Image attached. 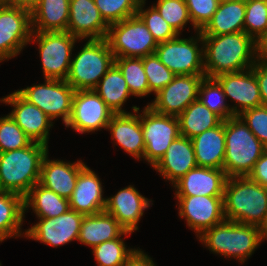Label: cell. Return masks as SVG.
<instances>
[{"instance_id": "cell-26", "label": "cell", "mask_w": 267, "mask_h": 266, "mask_svg": "<svg viewBox=\"0 0 267 266\" xmlns=\"http://www.w3.org/2000/svg\"><path fill=\"white\" fill-rule=\"evenodd\" d=\"M198 167L223 169L225 121L191 139Z\"/></svg>"}, {"instance_id": "cell-11", "label": "cell", "mask_w": 267, "mask_h": 266, "mask_svg": "<svg viewBox=\"0 0 267 266\" xmlns=\"http://www.w3.org/2000/svg\"><path fill=\"white\" fill-rule=\"evenodd\" d=\"M17 92L28 102L40 108L52 121L62 118L66 125L72 108L75 90L61 79H47L44 83L27 86Z\"/></svg>"}, {"instance_id": "cell-38", "label": "cell", "mask_w": 267, "mask_h": 266, "mask_svg": "<svg viewBox=\"0 0 267 266\" xmlns=\"http://www.w3.org/2000/svg\"><path fill=\"white\" fill-rule=\"evenodd\" d=\"M142 0H94L101 16L110 25L137 14Z\"/></svg>"}, {"instance_id": "cell-20", "label": "cell", "mask_w": 267, "mask_h": 266, "mask_svg": "<svg viewBox=\"0 0 267 266\" xmlns=\"http://www.w3.org/2000/svg\"><path fill=\"white\" fill-rule=\"evenodd\" d=\"M152 202L142 196L134 185H129L114 196L106 198L105 211L111 214L126 231L134 233L139 229L138 223L145 209L153 205Z\"/></svg>"}, {"instance_id": "cell-18", "label": "cell", "mask_w": 267, "mask_h": 266, "mask_svg": "<svg viewBox=\"0 0 267 266\" xmlns=\"http://www.w3.org/2000/svg\"><path fill=\"white\" fill-rule=\"evenodd\" d=\"M226 98L235 103L231 106L234 116L255 107L262 106L260 90L253 68L239 72L224 73L215 77Z\"/></svg>"}, {"instance_id": "cell-5", "label": "cell", "mask_w": 267, "mask_h": 266, "mask_svg": "<svg viewBox=\"0 0 267 266\" xmlns=\"http://www.w3.org/2000/svg\"><path fill=\"white\" fill-rule=\"evenodd\" d=\"M267 147L239 116L225 120V157L227 177L248 176Z\"/></svg>"}, {"instance_id": "cell-46", "label": "cell", "mask_w": 267, "mask_h": 266, "mask_svg": "<svg viewBox=\"0 0 267 266\" xmlns=\"http://www.w3.org/2000/svg\"><path fill=\"white\" fill-rule=\"evenodd\" d=\"M247 177L250 180L261 184L267 189V149L256 161L252 171Z\"/></svg>"}, {"instance_id": "cell-19", "label": "cell", "mask_w": 267, "mask_h": 266, "mask_svg": "<svg viewBox=\"0 0 267 266\" xmlns=\"http://www.w3.org/2000/svg\"><path fill=\"white\" fill-rule=\"evenodd\" d=\"M108 29L94 0H70L67 32L79 40L104 39Z\"/></svg>"}, {"instance_id": "cell-32", "label": "cell", "mask_w": 267, "mask_h": 266, "mask_svg": "<svg viewBox=\"0 0 267 266\" xmlns=\"http://www.w3.org/2000/svg\"><path fill=\"white\" fill-rule=\"evenodd\" d=\"M93 90L115 114L130 113L122 107L132 95L121 70L115 63Z\"/></svg>"}, {"instance_id": "cell-2", "label": "cell", "mask_w": 267, "mask_h": 266, "mask_svg": "<svg viewBox=\"0 0 267 266\" xmlns=\"http://www.w3.org/2000/svg\"><path fill=\"white\" fill-rule=\"evenodd\" d=\"M223 204L225 220L261 228L267 217V189L247 176L227 177Z\"/></svg>"}, {"instance_id": "cell-49", "label": "cell", "mask_w": 267, "mask_h": 266, "mask_svg": "<svg viewBox=\"0 0 267 266\" xmlns=\"http://www.w3.org/2000/svg\"><path fill=\"white\" fill-rule=\"evenodd\" d=\"M5 3L26 9L31 12L39 3V0H5Z\"/></svg>"}, {"instance_id": "cell-21", "label": "cell", "mask_w": 267, "mask_h": 266, "mask_svg": "<svg viewBox=\"0 0 267 266\" xmlns=\"http://www.w3.org/2000/svg\"><path fill=\"white\" fill-rule=\"evenodd\" d=\"M133 112L114 114L107 129L115 145H118L130 156L143 159L145 142L140 123V108L132 106Z\"/></svg>"}, {"instance_id": "cell-42", "label": "cell", "mask_w": 267, "mask_h": 266, "mask_svg": "<svg viewBox=\"0 0 267 266\" xmlns=\"http://www.w3.org/2000/svg\"><path fill=\"white\" fill-rule=\"evenodd\" d=\"M143 66L148 80L149 94L154 93L155 95L176 76L159 60L155 53L143 57Z\"/></svg>"}, {"instance_id": "cell-13", "label": "cell", "mask_w": 267, "mask_h": 266, "mask_svg": "<svg viewBox=\"0 0 267 266\" xmlns=\"http://www.w3.org/2000/svg\"><path fill=\"white\" fill-rule=\"evenodd\" d=\"M114 114L93 89L77 90L74 92L71 115L65 126L81 134L102 128L107 130Z\"/></svg>"}, {"instance_id": "cell-6", "label": "cell", "mask_w": 267, "mask_h": 266, "mask_svg": "<svg viewBox=\"0 0 267 266\" xmlns=\"http://www.w3.org/2000/svg\"><path fill=\"white\" fill-rule=\"evenodd\" d=\"M83 48L71 60L66 78L75 90L94 89L115 63V57L104 39H87Z\"/></svg>"}, {"instance_id": "cell-25", "label": "cell", "mask_w": 267, "mask_h": 266, "mask_svg": "<svg viewBox=\"0 0 267 266\" xmlns=\"http://www.w3.org/2000/svg\"><path fill=\"white\" fill-rule=\"evenodd\" d=\"M197 167L190 138L179 136L168 147L164 156L153 167L165 180L174 185L188 171Z\"/></svg>"}, {"instance_id": "cell-39", "label": "cell", "mask_w": 267, "mask_h": 266, "mask_svg": "<svg viewBox=\"0 0 267 266\" xmlns=\"http://www.w3.org/2000/svg\"><path fill=\"white\" fill-rule=\"evenodd\" d=\"M153 6L177 34H182L187 23L192 24L185 0H157Z\"/></svg>"}, {"instance_id": "cell-35", "label": "cell", "mask_w": 267, "mask_h": 266, "mask_svg": "<svg viewBox=\"0 0 267 266\" xmlns=\"http://www.w3.org/2000/svg\"><path fill=\"white\" fill-rule=\"evenodd\" d=\"M198 99L223 121L234 116L231 105L227 104L223 89L215 78L204 77L202 79Z\"/></svg>"}, {"instance_id": "cell-1", "label": "cell", "mask_w": 267, "mask_h": 266, "mask_svg": "<svg viewBox=\"0 0 267 266\" xmlns=\"http://www.w3.org/2000/svg\"><path fill=\"white\" fill-rule=\"evenodd\" d=\"M202 39L205 77L250 69L257 61L255 40L245 32L202 35Z\"/></svg>"}, {"instance_id": "cell-37", "label": "cell", "mask_w": 267, "mask_h": 266, "mask_svg": "<svg viewBox=\"0 0 267 266\" xmlns=\"http://www.w3.org/2000/svg\"><path fill=\"white\" fill-rule=\"evenodd\" d=\"M145 1L146 0L141 1L137 10V15L144 22L156 42L160 43L175 38L178 34L163 19L154 6L145 9Z\"/></svg>"}, {"instance_id": "cell-48", "label": "cell", "mask_w": 267, "mask_h": 266, "mask_svg": "<svg viewBox=\"0 0 267 266\" xmlns=\"http://www.w3.org/2000/svg\"><path fill=\"white\" fill-rule=\"evenodd\" d=\"M256 59L258 61L267 62V30L255 40Z\"/></svg>"}, {"instance_id": "cell-27", "label": "cell", "mask_w": 267, "mask_h": 266, "mask_svg": "<svg viewBox=\"0 0 267 266\" xmlns=\"http://www.w3.org/2000/svg\"><path fill=\"white\" fill-rule=\"evenodd\" d=\"M125 231L120 223L104 210L93 215H84L77 241L93 248L102 242L120 237Z\"/></svg>"}, {"instance_id": "cell-10", "label": "cell", "mask_w": 267, "mask_h": 266, "mask_svg": "<svg viewBox=\"0 0 267 266\" xmlns=\"http://www.w3.org/2000/svg\"><path fill=\"white\" fill-rule=\"evenodd\" d=\"M144 107L140 113L145 142L143 159L154 167L171 143L180 136L179 121L176 116L157 113L148 105Z\"/></svg>"}, {"instance_id": "cell-22", "label": "cell", "mask_w": 267, "mask_h": 266, "mask_svg": "<svg viewBox=\"0 0 267 266\" xmlns=\"http://www.w3.org/2000/svg\"><path fill=\"white\" fill-rule=\"evenodd\" d=\"M227 175L223 169L195 167L172 187L175 196H224Z\"/></svg>"}, {"instance_id": "cell-16", "label": "cell", "mask_w": 267, "mask_h": 266, "mask_svg": "<svg viewBox=\"0 0 267 266\" xmlns=\"http://www.w3.org/2000/svg\"><path fill=\"white\" fill-rule=\"evenodd\" d=\"M83 218V214L72 209L60 216L38 218L25 230V237L57 248L78 239Z\"/></svg>"}, {"instance_id": "cell-44", "label": "cell", "mask_w": 267, "mask_h": 266, "mask_svg": "<svg viewBox=\"0 0 267 266\" xmlns=\"http://www.w3.org/2000/svg\"><path fill=\"white\" fill-rule=\"evenodd\" d=\"M252 133L267 147V106L248 109L238 115Z\"/></svg>"}, {"instance_id": "cell-47", "label": "cell", "mask_w": 267, "mask_h": 266, "mask_svg": "<svg viewBox=\"0 0 267 266\" xmlns=\"http://www.w3.org/2000/svg\"><path fill=\"white\" fill-rule=\"evenodd\" d=\"M123 266H156L151 257L144 253L140 248L135 249L134 252L126 259Z\"/></svg>"}, {"instance_id": "cell-40", "label": "cell", "mask_w": 267, "mask_h": 266, "mask_svg": "<svg viewBox=\"0 0 267 266\" xmlns=\"http://www.w3.org/2000/svg\"><path fill=\"white\" fill-rule=\"evenodd\" d=\"M267 30V0H246L244 32L257 40Z\"/></svg>"}, {"instance_id": "cell-41", "label": "cell", "mask_w": 267, "mask_h": 266, "mask_svg": "<svg viewBox=\"0 0 267 266\" xmlns=\"http://www.w3.org/2000/svg\"><path fill=\"white\" fill-rule=\"evenodd\" d=\"M32 142L9 114L0 117V153L27 147Z\"/></svg>"}, {"instance_id": "cell-43", "label": "cell", "mask_w": 267, "mask_h": 266, "mask_svg": "<svg viewBox=\"0 0 267 266\" xmlns=\"http://www.w3.org/2000/svg\"><path fill=\"white\" fill-rule=\"evenodd\" d=\"M195 33L211 20L220 2L218 0H185Z\"/></svg>"}, {"instance_id": "cell-14", "label": "cell", "mask_w": 267, "mask_h": 266, "mask_svg": "<svg viewBox=\"0 0 267 266\" xmlns=\"http://www.w3.org/2000/svg\"><path fill=\"white\" fill-rule=\"evenodd\" d=\"M224 196H175L179 217L199 237L205 230L223 222Z\"/></svg>"}, {"instance_id": "cell-30", "label": "cell", "mask_w": 267, "mask_h": 266, "mask_svg": "<svg viewBox=\"0 0 267 266\" xmlns=\"http://www.w3.org/2000/svg\"><path fill=\"white\" fill-rule=\"evenodd\" d=\"M29 208L37 218H52L66 213L70 209V204L68 199L57 195L38 182L24 197V212Z\"/></svg>"}, {"instance_id": "cell-3", "label": "cell", "mask_w": 267, "mask_h": 266, "mask_svg": "<svg viewBox=\"0 0 267 266\" xmlns=\"http://www.w3.org/2000/svg\"><path fill=\"white\" fill-rule=\"evenodd\" d=\"M45 144L32 142L29 146L0 153V187L5 192L23 198L40 181L43 158L49 152Z\"/></svg>"}, {"instance_id": "cell-12", "label": "cell", "mask_w": 267, "mask_h": 266, "mask_svg": "<svg viewBox=\"0 0 267 266\" xmlns=\"http://www.w3.org/2000/svg\"><path fill=\"white\" fill-rule=\"evenodd\" d=\"M31 34V12L0 3V63L20 54Z\"/></svg>"}, {"instance_id": "cell-7", "label": "cell", "mask_w": 267, "mask_h": 266, "mask_svg": "<svg viewBox=\"0 0 267 266\" xmlns=\"http://www.w3.org/2000/svg\"><path fill=\"white\" fill-rule=\"evenodd\" d=\"M106 40L115 58H142L154 54L158 45L137 14L110 24Z\"/></svg>"}, {"instance_id": "cell-15", "label": "cell", "mask_w": 267, "mask_h": 266, "mask_svg": "<svg viewBox=\"0 0 267 266\" xmlns=\"http://www.w3.org/2000/svg\"><path fill=\"white\" fill-rule=\"evenodd\" d=\"M205 75H176L155 94L147 105L155 112L178 117L192 102L198 99L199 87Z\"/></svg>"}, {"instance_id": "cell-4", "label": "cell", "mask_w": 267, "mask_h": 266, "mask_svg": "<svg viewBox=\"0 0 267 266\" xmlns=\"http://www.w3.org/2000/svg\"><path fill=\"white\" fill-rule=\"evenodd\" d=\"M197 239L212 253L232 257L241 264L264 241L260 227L228 220L205 230Z\"/></svg>"}, {"instance_id": "cell-28", "label": "cell", "mask_w": 267, "mask_h": 266, "mask_svg": "<svg viewBox=\"0 0 267 266\" xmlns=\"http://www.w3.org/2000/svg\"><path fill=\"white\" fill-rule=\"evenodd\" d=\"M69 3L70 0H39V3L31 11L32 31H67Z\"/></svg>"}, {"instance_id": "cell-51", "label": "cell", "mask_w": 267, "mask_h": 266, "mask_svg": "<svg viewBox=\"0 0 267 266\" xmlns=\"http://www.w3.org/2000/svg\"><path fill=\"white\" fill-rule=\"evenodd\" d=\"M220 3L221 2H227V1H233V0H218Z\"/></svg>"}, {"instance_id": "cell-33", "label": "cell", "mask_w": 267, "mask_h": 266, "mask_svg": "<svg viewBox=\"0 0 267 266\" xmlns=\"http://www.w3.org/2000/svg\"><path fill=\"white\" fill-rule=\"evenodd\" d=\"M180 135L194 138L218 126L223 120L210 111L199 99L192 102L178 117Z\"/></svg>"}, {"instance_id": "cell-29", "label": "cell", "mask_w": 267, "mask_h": 266, "mask_svg": "<svg viewBox=\"0 0 267 266\" xmlns=\"http://www.w3.org/2000/svg\"><path fill=\"white\" fill-rule=\"evenodd\" d=\"M246 0L221 2L202 35H223L244 32Z\"/></svg>"}, {"instance_id": "cell-36", "label": "cell", "mask_w": 267, "mask_h": 266, "mask_svg": "<svg viewBox=\"0 0 267 266\" xmlns=\"http://www.w3.org/2000/svg\"><path fill=\"white\" fill-rule=\"evenodd\" d=\"M132 234L125 231L120 237L100 243L92 248L98 266H123L135 248H127L123 236Z\"/></svg>"}, {"instance_id": "cell-45", "label": "cell", "mask_w": 267, "mask_h": 266, "mask_svg": "<svg viewBox=\"0 0 267 266\" xmlns=\"http://www.w3.org/2000/svg\"><path fill=\"white\" fill-rule=\"evenodd\" d=\"M252 68L257 78L262 105L267 106V62L257 60Z\"/></svg>"}, {"instance_id": "cell-34", "label": "cell", "mask_w": 267, "mask_h": 266, "mask_svg": "<svg viewBox=\"0 0 267 266\" xmlns=\"http://www.w3.org/2000/svg\"><path fill=\"white\" fill-rule=\"evenodd\" d=\"M115 64L121 70L132 96L143 98L149 95V86L144 71L143 57L115 58Z\"/></svg>"}, {"instance_id": "cell-8", "label": "cell", "mask_w": 267, "mask_h": 266, "mask_svg": "<svg viewBox=\"0 0 267 266\" xmlns=\"http://www.w3.org/2000/svg\"><path fill=\"white\" fill-rule=\"evenodd\" d=\"M180 37L178 34L169 41L158 43L156 56L175 75H205L201 32H196L195 37Z\"/></svg>"}, {"instance_id": "cell-9", "label": "cell", "mask_w": 267, "mask_h": 266, "mask_svg": "<svg viewBox=\"0 0 267 266\" xmlns=\"http://www.w3.org/2000/svg\"><path fill=\"white\" fill-rule=\"evenodd\" d=\"M78 38L69 32L32 31L29 43H38L44 79L66 80L71 63L72 50Z\"/></svg>"}, {"instance_id": "cell-23", "label": "cell", "mask_w": 267, "mask_h": 266, "mask_svg": "<svg viewBox=\"0 0 267 266\" xmlns=\"http://www.w3.org/2000/svg\"><path fill=\"white\" fill-rule=\"evenodd\" d=\"M48 154L42 161L39 183L69 200L75 189L77 177L86 163L82 160L72 163L60 159L50 160Z\"/></svg>"}, {"instance_id": "cell-31", "label": "cell", "mask_w": 267, "mask_h": 266, "mask_svg": "<svg viewBox=\"0 0 267 266\" xmlns=\"http://www.w3.org/2000/svg\"><path fill=\"white\" fill-rule=\"evenodd\" d=\"M25 214L22 196L0 192V242L7 238L25 237V232L21 229Z\"/></svg>"}, {"instance_id": "cell-17", "label": "cell", "mask_w": 267, "mask_h": 266, "mask_svg": "<svg viewBox=\"0 0 267 266\" xmlns=\"http://www.w3.org/2000/svg\"><path fill=\"white\" fill-rule=\"evenodd\" d=\"M0 102L13 107L9 115L33 142L48 146L49 131L54 122L40 108L17 91L3 97Z\"/></svg>"}, {"instance_id": "cell-24", "label": "cell", "mask_w": 267, "mask_h": 266, "mask_svg": "<svg viewBox=\"0 0 267 266\" xmlns=\"http://www.w3.org/2000/svg\"><path fill=\"white\" fill-rule=\"evenodd\" d=\"M99 176L87 165L80 171L71 198L70 209L83 215H93L105 210L106 198Z\"/></svg>"}, {"instance_id": "cell-50", "label": "cell", "mask_w": 267, "mask_h": 266, "mask_svg": "<svg viewBox=\"0 0 267 266\" xmlns=\"http://www.w3.org/2000/svg\"><path fill=\"white\" fill-rule=\"evenodd\" d=\"M260 229L262 231V235H263L264 240L265 239L267 240V217H266V220H265L263 226Z\"/></svg>"}]
</instances>
